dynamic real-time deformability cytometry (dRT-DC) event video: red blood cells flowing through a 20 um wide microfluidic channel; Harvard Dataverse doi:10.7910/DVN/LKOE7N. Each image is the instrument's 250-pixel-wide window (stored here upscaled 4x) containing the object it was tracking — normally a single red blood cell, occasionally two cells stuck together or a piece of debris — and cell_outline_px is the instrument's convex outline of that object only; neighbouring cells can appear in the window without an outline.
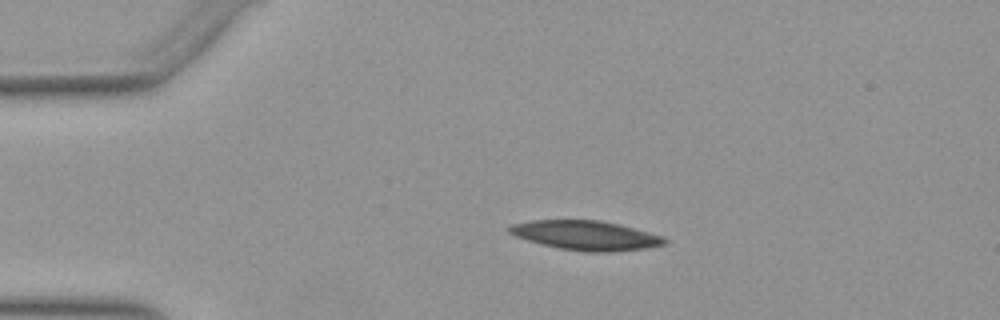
{"species": "Egyptian fruit bat (a non-hibernating species)", "species_latin": "Rousettus aegyptiacus", "temperature_condition": "warm", "stored_images_in_passage": 45, "camera_frame_rate_fps": 3000, "um_per_image_px": 0.085, "animal": {"sex": "female"}, "frame": {"image": 1, "passage_image": 10, "time_ms": 3.0, "image_size_px": [1000, 320], "cell_outline_px": [[668, 240], [664, 244], [644, 248], [612, 252], [584, 252], [560, 248], [540, 244], [516, 236], [508, 232], [508, 228], [512, 224], [528, 220], [600, 220], [620, 224], [664, 236]], "centroid_in_image_um": [49.8, 20.0], "position_along_channel_um": 35.2, "area_um2": 26.65}}
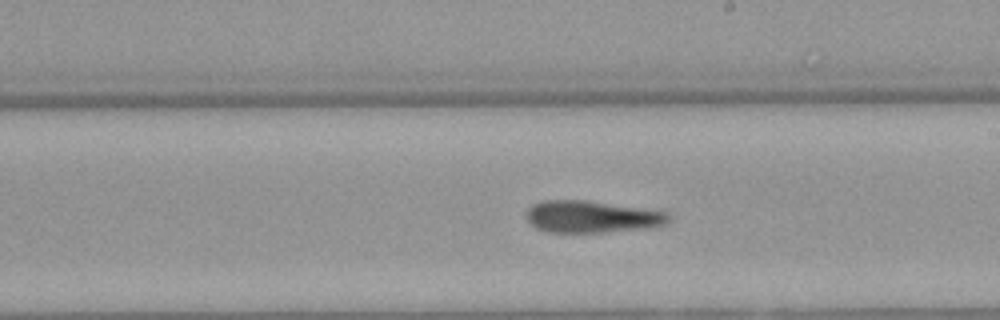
{"frame": {"image": 2, "passage_image": 29, "time_ms": 9.333, "image_size_px": [1000, 320], "cell_outline_px": [[672, 220], [668, 224], [648, 228], [604, 232], [548, 232], [536, 228], [528, 220], [524, 212], [532, 204], [540, 200], [584, 200], [668, 212], [672, 216]], "centroid_in_image_um": [50.31, 18.42], "position_along_channel_um": 238.7, "area_um2": 26.7}}
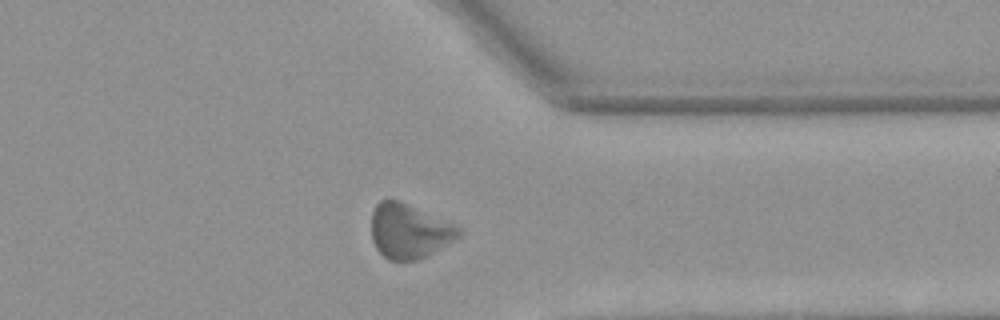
{"frame": {"image": 3, "passage_image": 40, "time_ms": 13.0, "image_size_px": [1000, 320], "cell_outline_px": [[460, 236], [432, 252], [416, 260], [388, 260], [376, 248], [372, 240], [372, 212], [376, 204], [380, 200], [400, 200], [456, 224], [460, 228]], "centroid_in_image_um": [34.76, 19.62], "position_along_channel_um": 376.6, "area_um2": 27.57}}